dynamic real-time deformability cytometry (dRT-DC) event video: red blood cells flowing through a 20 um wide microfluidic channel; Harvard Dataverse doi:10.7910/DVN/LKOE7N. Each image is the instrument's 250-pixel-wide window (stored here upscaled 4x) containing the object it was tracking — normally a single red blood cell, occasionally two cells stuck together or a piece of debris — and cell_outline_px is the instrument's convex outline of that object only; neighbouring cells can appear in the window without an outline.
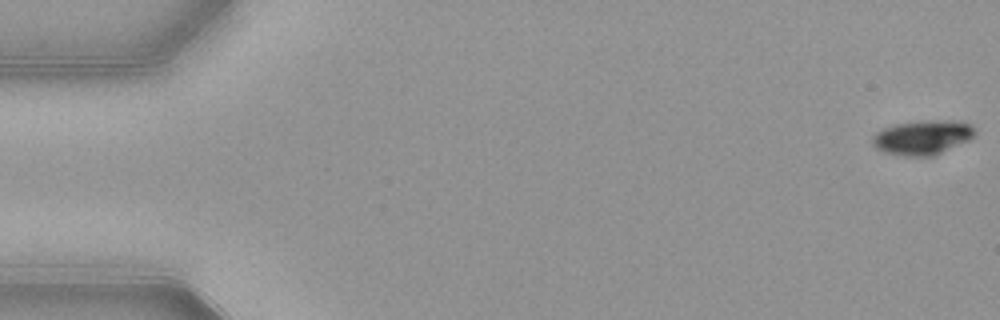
{"species": "common noctule bat (a hibernating species)", "species_latin": "Nyctalus noctula", "temperature_condition": "warm", "stored_images_in_passage": 54, "camera_frame_rate_fps": 3000, "um_per_image_px": 0.085, "animal": {"sex": "female", "body_mass_g": 21.9}, "frame": {"image": 1, "passage_image": 1, "time_ms": 0.0, "image_size_px": [1000, 320], "cell_outline_px": [[976, 132], [968, 140], [936, 156], [904, 156], [884, 152], [876, 148], [872, 144], [872, 136], [876, 132], [884, 128], [896, 124], [924, 120], [960, 120], [968, 124]], "centroid_in_image_um": [78.4, 11.68], "position_along_channel_um": 6.6, "area_um2": 20.63}}
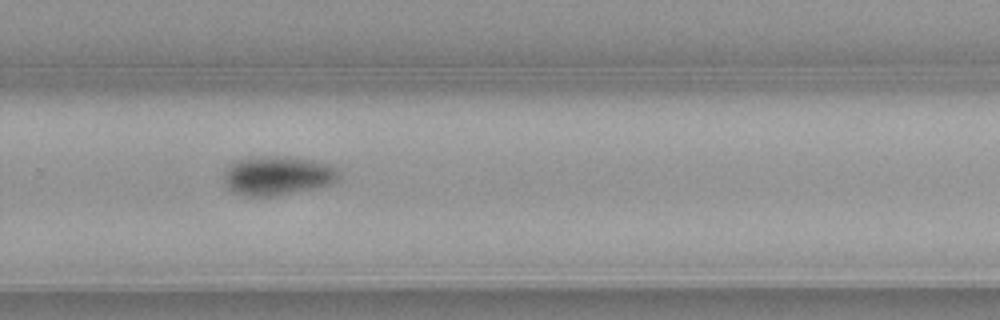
{"frame": {"image": 2, "passage_image": 36, "time_ms": 11.667, "image_size_px": [1000, 320], "cell_outline_px": [[340, 180], [332, 184], [272, 196], [244, 196], [228, 188], [224, 184], [224, 172], [228, 164], [236, 160], [252, 156], [288, 156], [312, 160], [332, 164], [340, 172]], "centroid_in_image_um": [23.59, 14.9], "position_along_channel_um": 306.2, "area_um2": 26.53}}
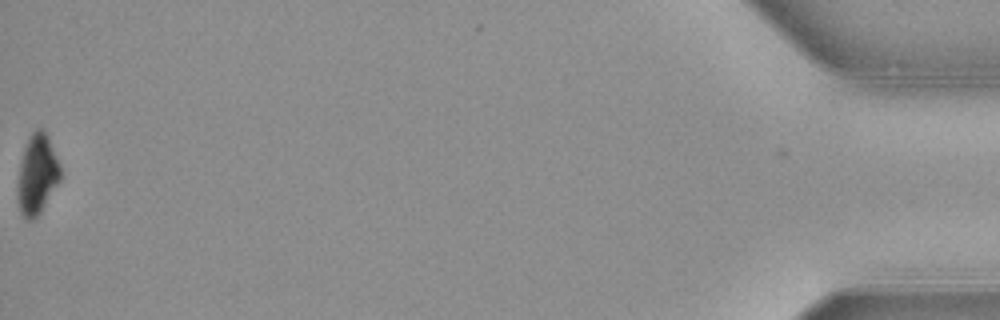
{"frame": {"image": 3, "passage_image": 54, "time_ms": 17.667, "image_size_px": [1000, 320], "cell_outline_px": [[60, 180], [40, 212], [32, 220], [28, 220], [20, 212], [16, 188], [20, 164], [24, 148], [32, 132], [36, 128], [40, 128], [48, 136], [60, 164]], "centroid_in_image_um": [3.15, 14.82], "position_along_channel_um": 432.1, "area_um2": 19.65}, "authors_computed_cell_mechanics": {"area_um2": 24.276, "velocity_mm_per_s": 3.8805, "shape_relaxation_time_tau1_ms": 2.0285, "shape_relaxation_time_tau2_ms": null, "deformation_change_tau1": 0.1042, "deformation_change_tau2": null}}